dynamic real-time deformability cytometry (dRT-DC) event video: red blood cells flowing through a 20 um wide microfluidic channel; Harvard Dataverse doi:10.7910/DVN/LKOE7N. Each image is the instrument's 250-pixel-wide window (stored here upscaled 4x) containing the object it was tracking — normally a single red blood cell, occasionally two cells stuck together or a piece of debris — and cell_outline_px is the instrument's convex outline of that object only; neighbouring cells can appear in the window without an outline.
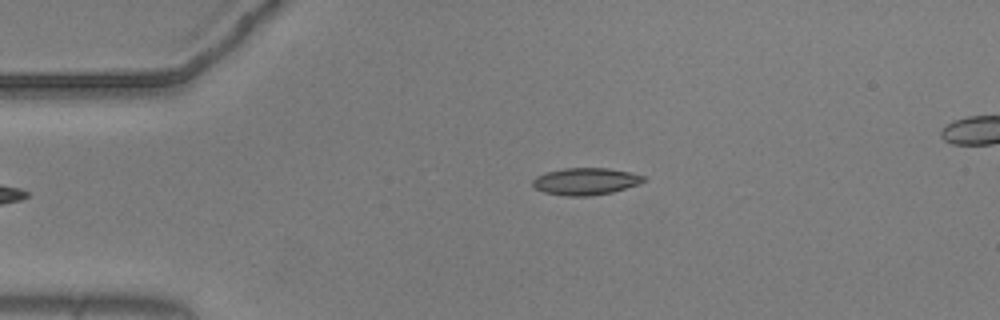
{"species": "common noctule bat (a hibernating species)", "species_latin": "Nyctalus noctula", "temperature_condition": "warm", "stored_images_in_passage": 38, "camera_frame_rate_fps": 3000, "um_per_image_px": 0.085, "animal": {"sex": "male", "body_mass_g": 20.5, "forearm_length_mm": 52.5}, "frame": {"image": 1, "passage_image": 1, "time_ms": 0.0, "image_size_px": [1000, 320], "cell_outline_px": [[644, 180], [640, 184], [612, 192], [592, 196], [564, 196], [544, 192], [536, 188], [532, 184], [532, 180], [536, 176], [548, 172], [564, 168], [608, 168], [628, 172], [644, 176]], "centroid_in_image_um": [49.76, 15.42], "position_along_channel_um": 35.2, "area_um2": 17.4}}
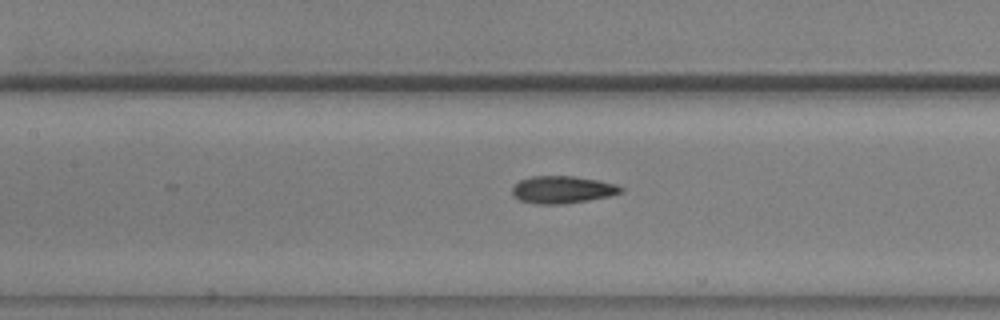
{"frame": {"image": 2, "passage_image": 14, "time_ms": 4.333, "image_size_px": [1000, 320], "cell_outline_px": [[624, 192], [608, 196], [588, 200], [564, 204], [536, 204], [520, 200], [512, 196], [512, 184], [520, 180], [532, 176], [572, 176], [600, 180], [616, 184], [624, 188]], "centroid_in_image_um": [47.79, 16.12], "position_along_channel_um": 159.6, "area_um2": 17.51}}
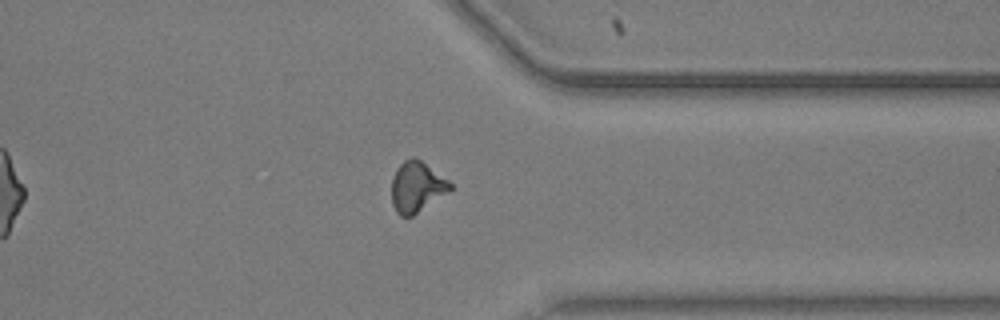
{"frame": {"image": 3, "passage_image": 32, "time_ms": 10.333, "image_size_px": [1000, 320], "cell_outline_px": [[452, 188], [448, 192], [412, 216], [400, 216], [396, 212], [392, 204], [392, 176], [396, 168], [404, 160], [412, 156], [420, 160], [448, 180], [452, 184]], "centroid_in_image_um": [35.4, 15.88], "position_along_channel_um": 376.0, "area_um2": 17.11}, "authors_computed_cell_mechanics": {"area_um2": 17.2533, "velocity_mm_per_s": 3.686, "shape_relaxation_time_tau1_ms": null, "shape_relaxation_time_tau2_ms": 2.41, "deformation_change_tau1": null, "deformation_change_tau2": 0.0803}}